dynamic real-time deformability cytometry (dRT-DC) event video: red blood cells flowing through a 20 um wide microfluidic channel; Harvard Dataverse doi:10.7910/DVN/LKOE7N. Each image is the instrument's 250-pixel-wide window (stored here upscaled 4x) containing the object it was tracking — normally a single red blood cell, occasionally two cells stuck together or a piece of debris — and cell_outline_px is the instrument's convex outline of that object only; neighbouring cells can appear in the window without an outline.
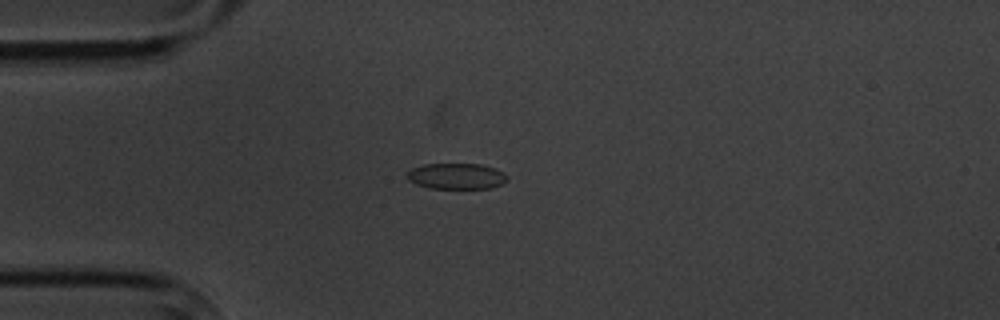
{"species": "common noctule bat (a hibernating species)", "species_latin": "Nyctalus noctula", "temperature_condition": "cold", "stored_images_in_passage": 5, "camera_frame_rate_fps": 3000, "um_per_image_px": 0.085, "animal": {"sex": "male", "body_mass_g": 20.1, "forearm_length_mm": 53.5}, "frame": {"image": 1, "passage_image": 2, "time_ms": 1.333, "image_size_px": [1000, 320], "cell_outline_px": [[508, 180], [492, 188], [428, 188], [416, 184], [408, 180], [408, 172], [412, 168], [424, 164], [480, 164], [496, 168], [504, 172], [508, 176]], "centroid_in_image_um": [38.83, 14.97], "position_along_channel_um": 46.2, "area_um2": 15.14}}
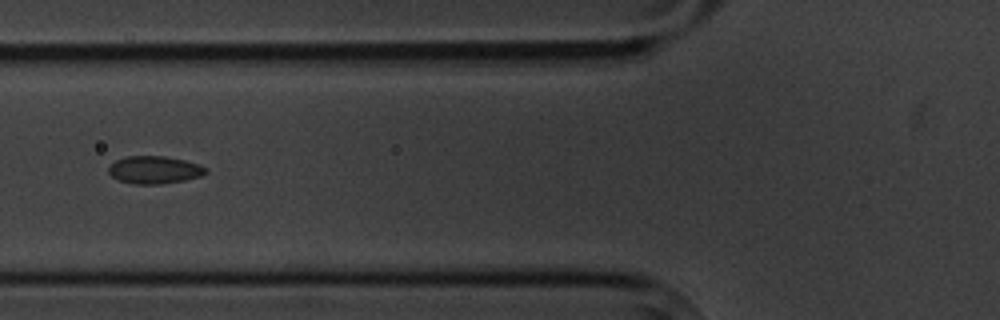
{"frame": {"image": 2, "passage_image": 4, "time_ms": 3.667, "image_size_px": [1000, 320], "cell_outline_px": [[208, 172], [200, 176], [184, 180], [160, 184], [132, 184], [120, 180], [112, 176], [108, 172], [108, 168], [116, 160], [124, 156], [164, 156], [184, 160], [200, 164], [208, 168]], "centroid_in_image_um": [13.14, 14.43], "position_along_channel_um": 112.7, "area_um2": 15.66}}
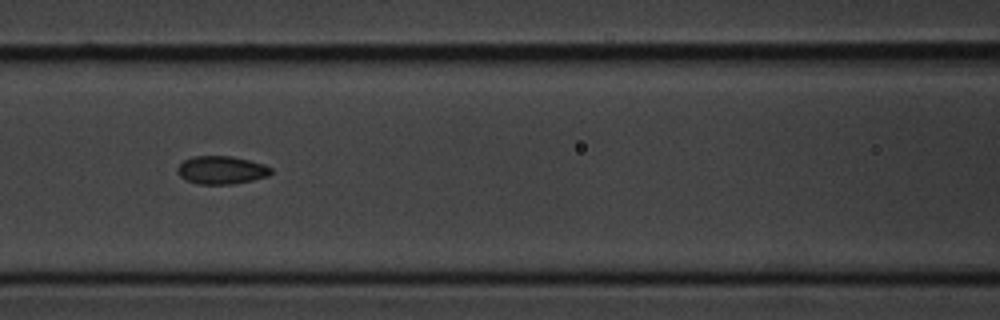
{"frame": {"image": 3, "passage_image": 5, "time_ms": 4.667, "image_size_px": [1000, 320], "cell_outline_px": [[272, 172], [268, 176], [252, 180], [232, 184], [200, 184], [188, 180], [180, 176], [176, 172], [176, 168], [184, 160], [192, 156], [232, 156], [264, 164], [272, 168]], "centroid_in_image_um": [18.82, 14.45], "position_along_channel_um": 147.8, "area_um2": 15.26}}